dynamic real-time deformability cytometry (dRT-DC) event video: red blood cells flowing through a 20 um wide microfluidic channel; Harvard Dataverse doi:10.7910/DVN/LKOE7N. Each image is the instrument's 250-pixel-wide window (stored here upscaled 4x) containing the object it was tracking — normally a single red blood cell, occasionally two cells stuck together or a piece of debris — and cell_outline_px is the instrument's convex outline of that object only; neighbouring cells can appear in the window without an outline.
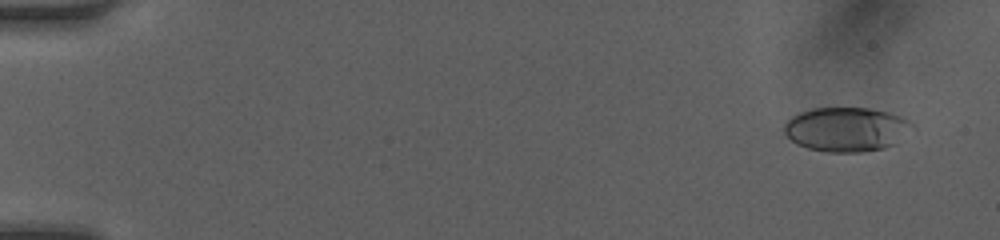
{"species": "human", "species_latin": "Homo sapiens", "temperature_condition": "room temperature", "stored_images_in_passage": 49, "camera_frame_rate_fps": 3000, "um_per_image_px": 0.085, "donor": {"sex": "female"}, "frame": {"image": 1, "passage_image": 3, "time_ms": 0.667, "image_size_px": [1000, 240], "cell_outline_px": [[916, 128], [896, 144], [884, 148], [860, 152], [828, 152], [808, 148], [796, 144], [784, 132], [784, 124], [792, 116], [800, 112], [816, 108], [868, 108], [888, 112], [900, 116], [908, 120]], "centroid_in_image_um": [71.99, 11.0], "position_along_channel_um": 13.0, "area_um2": 33.18}}
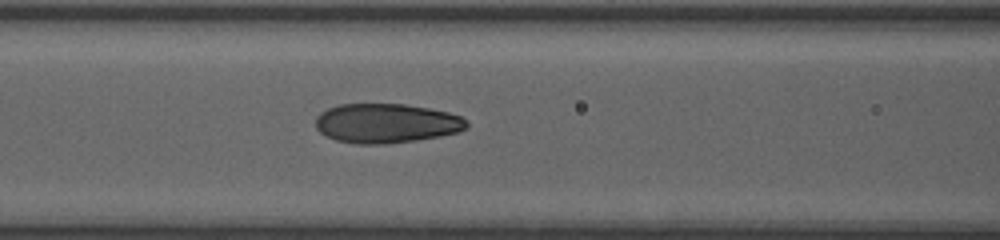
{"frame": {"image": 2, "passage_image": 22, "time_ms": 7.0, "image_size_px": [1000, 240], "cell_outline_px": [[468, 128], [456, 132], [440, 136], [416, 140], [384, 144], [356, 144], [336, 140], [320, 132], [316, 128], [316, 116], [320, 112], [328, 108], [340, 104], [404, 104], [428, 108], [448, 112], [460, 116], [468, 120]], "centroid_in_image_um": [32.83, 10.48], "position_along_channel_um": 133.8, "area_um2": 34.74}}
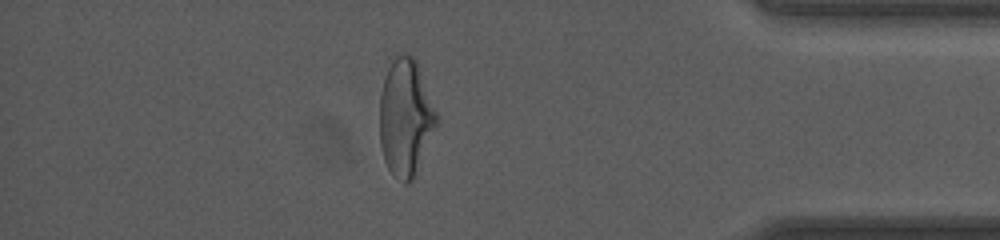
{"frame": {"image": 3, "passage_image": 43, "time_ms": 14.0, "image_size_px": [1000, 240], "cell_outline_px": [[440, 120], [412, 180], [408, 184], [404, 184], [388, 168], [384, 160], [380, 144], [380, 92], [392, 52], [408, 52], [416, 60]], "centroid_in_image_um": [34.46, 9.91], "position_along_channel_um": 400.7, "area_um2": 39.3}, "authors_computed_cell_mechanics": {"area_um2": 34.6222, "velocity_mm_per_s": 4.2421, "shape_relaxation_time_tau1_ms": 5.1358, "shape_relaxation_time_tau2_ms": 0.8203, "deformation_change_tau1": 0.1779, "deformation_change_tau2": 0.0658}}